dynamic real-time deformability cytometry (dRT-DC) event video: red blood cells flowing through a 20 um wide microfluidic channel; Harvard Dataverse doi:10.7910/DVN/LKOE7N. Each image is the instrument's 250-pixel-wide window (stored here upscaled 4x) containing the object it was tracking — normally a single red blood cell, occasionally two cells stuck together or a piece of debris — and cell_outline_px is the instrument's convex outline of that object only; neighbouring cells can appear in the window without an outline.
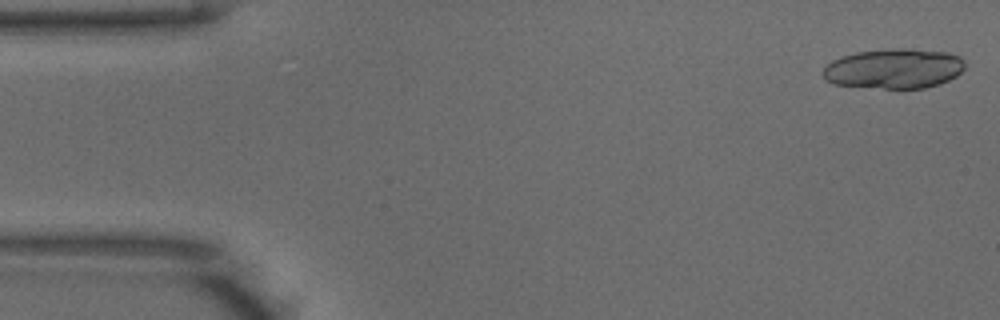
{"species": "common noctule bat (a hibernating species)", "species_latin": "Nyctalus noctula", "temperature_condition": "warm", "stored_images_in_passage": 16, "camera_frame_rate_fps": 3000, "um_per_image_px": 0.085, "animal": {"sex": "male", "body_mass_g": 18.8}, "frame": {"image": 1, "passage_image": 1, "time_ms": 0.0, "image_size_px": [1000, 320], "cell_outline_px": [[964, 68], [956, 76], [940, 84], [924, 88], [884, 88], [832, 84], [824, 80], [824, 68], [832, 60], [840, 56], [856, 52], [888, 48], [912, 48], [948, 52], [960, 56], [964, 60]], "centroid_in_image_um": [75.99, 5.81], "position_along_channel_um": 9.0, "area_um2": 33.29}}